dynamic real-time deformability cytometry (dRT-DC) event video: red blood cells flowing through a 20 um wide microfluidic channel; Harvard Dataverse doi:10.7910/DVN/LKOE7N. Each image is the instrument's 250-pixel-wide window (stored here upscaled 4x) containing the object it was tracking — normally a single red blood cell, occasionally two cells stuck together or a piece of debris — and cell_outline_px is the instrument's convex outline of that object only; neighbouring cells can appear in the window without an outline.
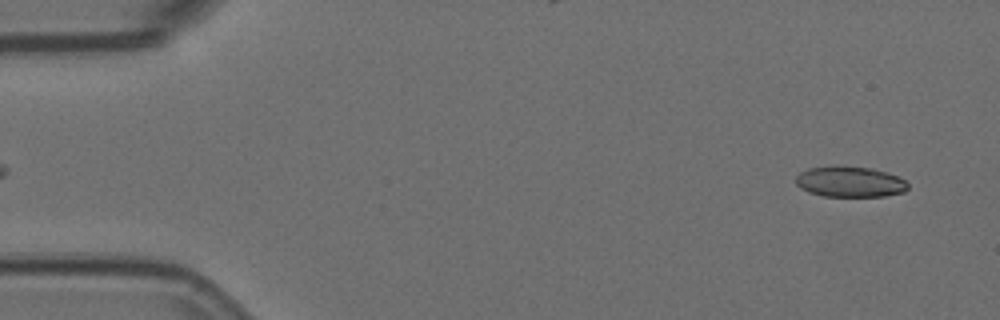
{"species": "Egyptian fruit bat (a non-hibernating species)", "species_latin": "Rousettus aegyptiacus", "temperature_condition": "room temperature", "stored_images_in_passage": 5, "camera_frame_rate_fps": 3000, "um_per_image_px": 0.085, "animal": {"sex": "female"}, "frame": {"image": 1, "passage_image": 1, "time_ms": 0.0, "image_size_px": [1000, 320], "cell_outline_px": [[908, 188], [904, 192], [884, 196], [824, 196], [808, 192], [800, 188], [796, 184], [796, 176], [800, 172], [808, 168], [836, 164], [840, 164], [872, 168], [888, 172], [904, 180], [908, 184]], "centroid_in_image_um": [72.21, 15.42], "position_along_channel_um": 12.8, "area_um2": 20.46}}